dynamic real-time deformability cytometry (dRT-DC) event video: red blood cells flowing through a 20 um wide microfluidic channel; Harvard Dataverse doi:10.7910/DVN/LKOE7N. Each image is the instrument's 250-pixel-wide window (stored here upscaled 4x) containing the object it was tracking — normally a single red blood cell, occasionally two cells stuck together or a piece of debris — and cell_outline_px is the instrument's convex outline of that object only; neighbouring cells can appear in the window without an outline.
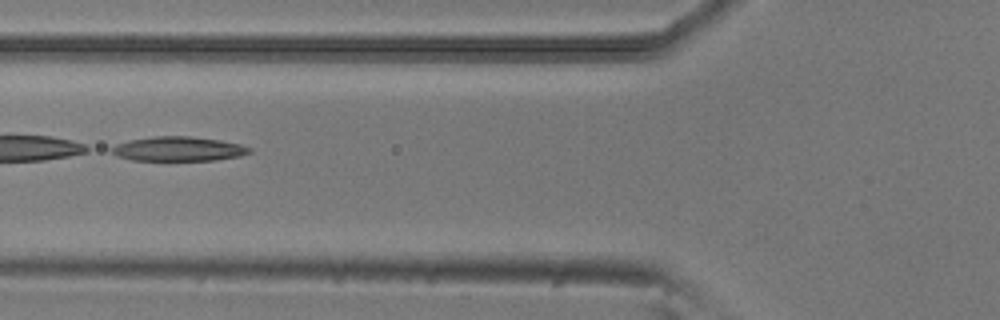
{"species": "common noctule bat (a hibernating species)", "species_latin": "Nyctalus noctula", "temperature_condition": "room temperature", "stored_images_in_passage": 5, "camera_frame_rate_fps": 3000, "um_per_image_px": 0.085, "animal": {"sex": "male", "body_mass_g": 20.5, "forearm_length_mm": 52.5}, "frame": {"image": 1, "passage_image": 5, "time_ms": 1.333, "image_size_px": [1000, 320], "cell_outline_px": [[252, 152], [240, 156], [216, 160], [132, 160], [116, 156], [108, 148], [116, 144], [132, 140], [156, 136], [188, 136], [220, 140], [240, 144], [252, 148]], "centroid_in_image_um": [15.17, 12.66], "position_along_channel_um": 110.6, "area_um2": 19.59}}